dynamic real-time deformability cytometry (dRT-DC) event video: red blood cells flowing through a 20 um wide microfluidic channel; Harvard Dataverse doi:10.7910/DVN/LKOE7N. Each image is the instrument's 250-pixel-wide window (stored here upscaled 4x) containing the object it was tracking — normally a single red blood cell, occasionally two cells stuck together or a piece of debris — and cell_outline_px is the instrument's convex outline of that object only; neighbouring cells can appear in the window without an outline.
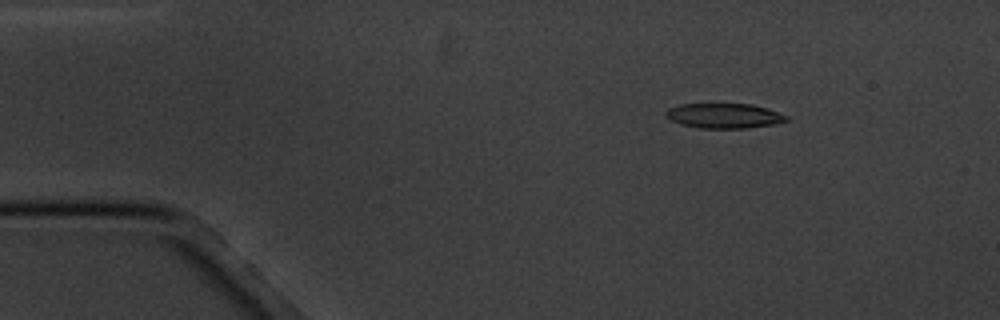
{"species": "common noctule bat (a hibernating species)", "species_latin": "Nyctalus noctula", "temperature_condition": "cold", "stored_images_in_passage": 16, "camera_frame_rate_fps": 3000, "um_per_image_px": 0.085, "animal": {"sex": "male", "body_mass_g": 20.1, "forearm_length_mm": 53.5}, "frame": {"image": 1, "passage_image": 2, "time_ms": 1.333, "image_size_px": [1000, 320], "cell_outline_px": [[788, 120], [776, 124], [748, 128], [700, 128], [680, 124], [664, 116], [664, 112], [668, 108], [680, 104], [752, 104], [768, 108], [788, 116]], "centroid_in_image_um": [61.55, 9.84], "position_along_channel_um": 23.5, "area_um2": 17.63}}
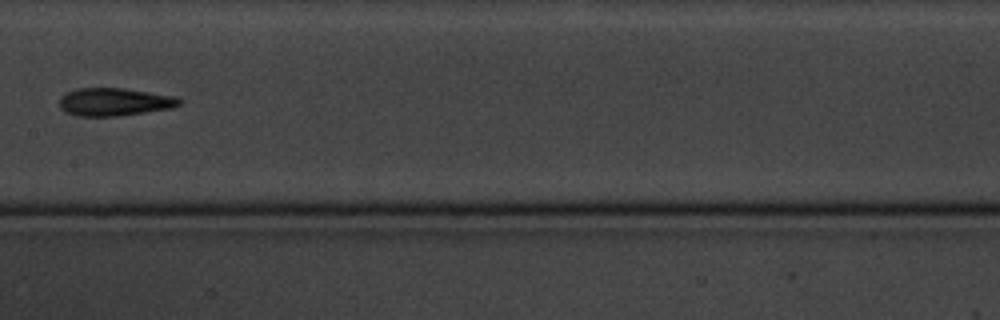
{"frame": {"image": 2, "passage_image": 8, "time_ms": 8.333, "image_size_px": [1000, 320], "cell_outline_px": [[184, 100], [180, 104], [172, 108], [120, 116], [76, 116], [64, 112], [60, 108], [60, 100], [68, 92], [76, 88], [124, 88], [176, 96]], "centroid_in_image_um": [9.76, 8.67], "position_along_channel_um": 197.6, "area_um2": 19.59}}
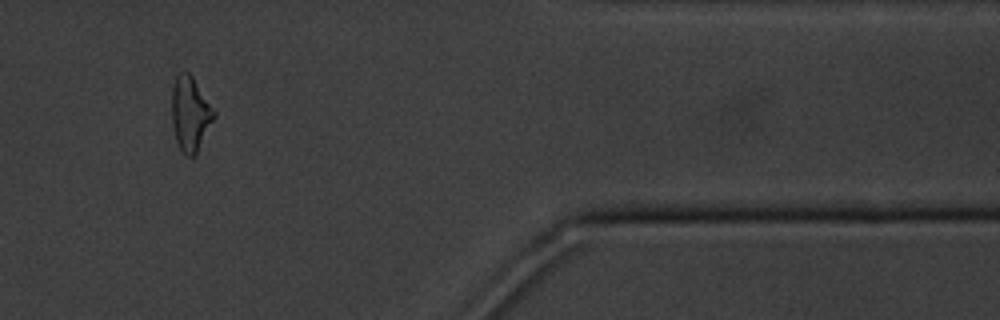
{"frame": {"image": 3, "passage_image": 14, "time_ms": 15.0, "image_size_px": [1000, 320], "cell_outline_px": [[216, 116], [196, 156], [184, 156], [176, 140], [172, 124], [172, 84], [176, 76], [180, 72], [188, 72], [192, 76], [216, 112]], "centroid_in_image_um": [16.18, 9.7], "position_along_channel_um": 395.2, "area_um2": 18.5}, "authors_computed_cell_mechanics": {"area_um2": 18.5827, "velocity_mm_per_s": 3.4318, "shape_relaxation_time_tau1_ms": null, "shape_relaxation_time_tau2_ms": 4.649, "deformation_change_tau1": null, "deformation_change_tau2": 0.1441}}